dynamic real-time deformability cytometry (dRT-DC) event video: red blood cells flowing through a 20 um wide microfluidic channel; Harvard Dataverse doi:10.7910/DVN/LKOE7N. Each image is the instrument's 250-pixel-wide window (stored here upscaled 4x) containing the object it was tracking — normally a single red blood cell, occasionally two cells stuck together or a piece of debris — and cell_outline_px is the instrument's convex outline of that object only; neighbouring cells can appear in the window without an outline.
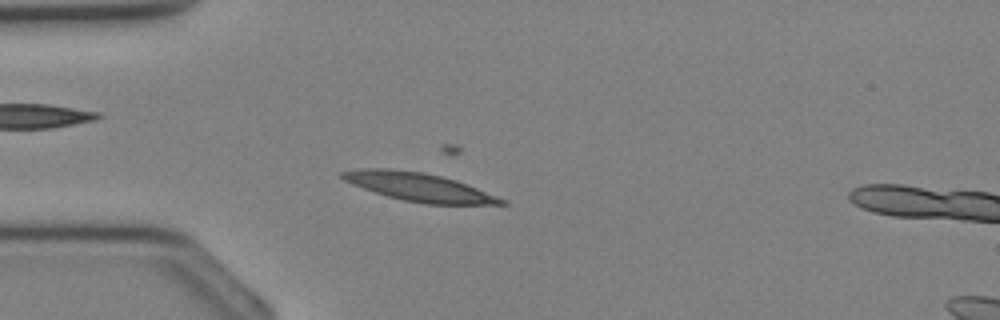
{"species": "Egyptian fruit bat (a non-hibernating species)", "species_latin": "Rousettus aegyptiacus", "temperature_condition": "cold", "stored_images_in_passage": 36, "segment_of_instrument_passage": [1, 2], "camera_frame_rate_fps": 3000, "um_per_image_px": 0.085, "animal": {"sex": "female"}, "frame": {"image": 1, "passage_image": 9, "time_ms": 2.667, "image_size_px": [1000, 320], "cell_outline_px": [[508, 204], [424, 204], [404, 200], [388, 196], [352, 184], [344, 180], [340, 176], [340, 172], [360, 168], [388, 168], [420, 172], [440, 176], [456, 180], [508, 200]], "centroid_in_image_um": [35.62, 15.89], "position_along_channel_um": 49.4, "area_um2": 26.01}}
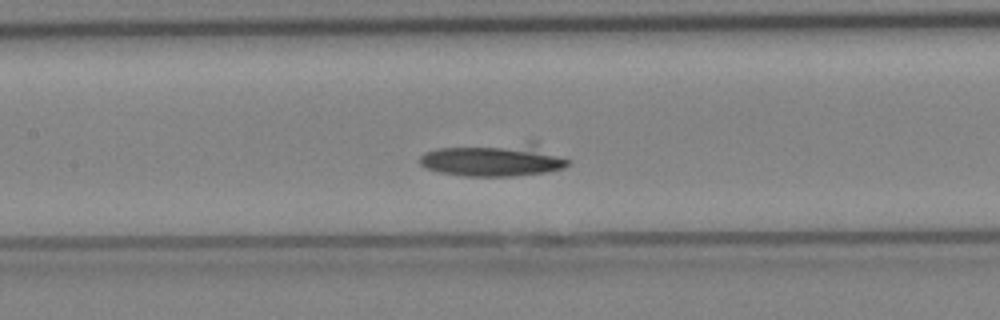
{"frame": {"image": 2, "passage_image": 16, "time_ms": 5.0, "image_size_px": [1000, 320], "cell_outline_px": [[572, 160], [564, 168], [548, 172], [512, 176], [464, 176], [440, 172], [424, 168], [420, 164], [420, 156], [424, 152], [436, 148], [528, 140], [536, 140]], "centroid_in_image_um": [42.07, 13.54], "position_along_channel_um": 165.3, "area_um2": 29.77}}
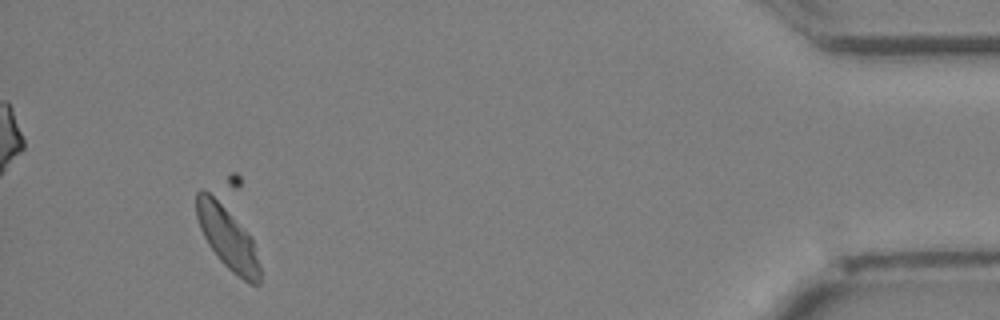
{"frame": {"image": 3, "passage_image": 33, "time_ms": 10.667, "image_size_px": [1000, 320], "cell_outline_px": [[260, 284], [248, 284], [232, 272], [220, 260], [208, 244], [200, 228], [196, 216], [196, 192], [200, 188], [204, 188], [212, 192], [252, 236], [260, 268]], "centroid_in_image_um": [19.33, 20.17], "position_along_channel_um": 415.9, "area_um2": 23.41}}